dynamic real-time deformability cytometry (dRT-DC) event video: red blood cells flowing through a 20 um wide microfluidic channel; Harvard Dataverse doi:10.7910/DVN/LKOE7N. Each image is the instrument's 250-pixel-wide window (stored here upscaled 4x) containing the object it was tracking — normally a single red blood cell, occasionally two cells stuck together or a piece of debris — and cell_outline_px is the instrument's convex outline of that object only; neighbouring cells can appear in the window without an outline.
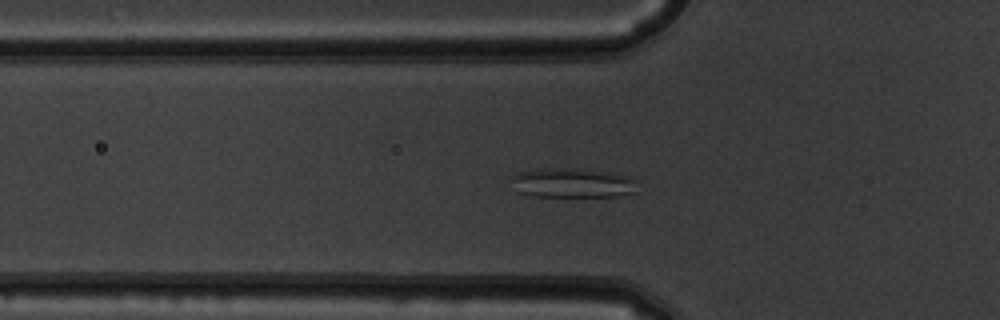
{"species": "common noctule bat (a hibernating species)", "species_latin": "Nyctalus noctula", "temperature_condition": "warm", "stored_images_in_passage": 54, "camera_frame_rate_fps": 3000, "um_per_image_px": 0.085, "animal": {"sex": "male", "body_mass_g": 19.5, "forearm_length_mm": 54.6}, "frame": {"image": 1, "passage_image": 19, "time_ms": 6.0, "image_size_px": [1000, 320], "cell_outline_px": [[636, 192], [616, 196], [532, 196], [520, 192], [512, 176], [516, 172], [536, 168], [564, 168], [604, 172], [628, 176], [636, 180]], "centroid_in_image_um": [48.67, 15.54], "position_along_channel_um": 77.1, "area_um2": 21.27}}
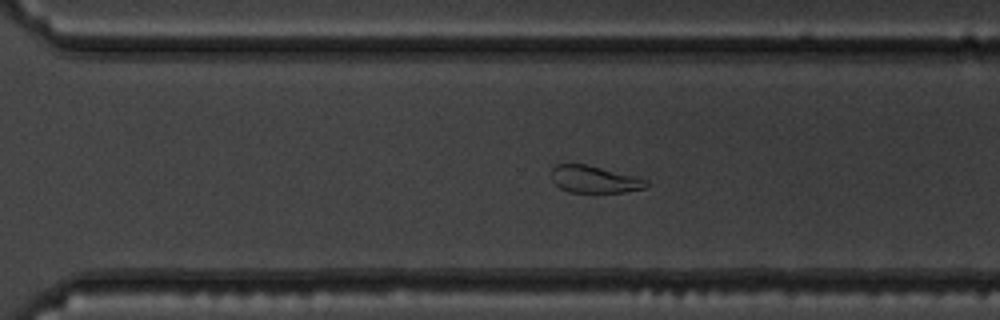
{"frame": {"image": 2, "passage_image": 38, "time_ms": 12.333, "image_size_px": [1000, 320], "cell_outline_px": [[652, 184], [644, 188], [624, 192], [568, 192], [560, 188], [552, 180], [552, 168], [556, 164], [588, 164], [636, 176], [648, 180]], "centroid_in_image_um": [50.56, 15.24], "position_along_channel_um": 320.0, "area_um2": 15.14}}
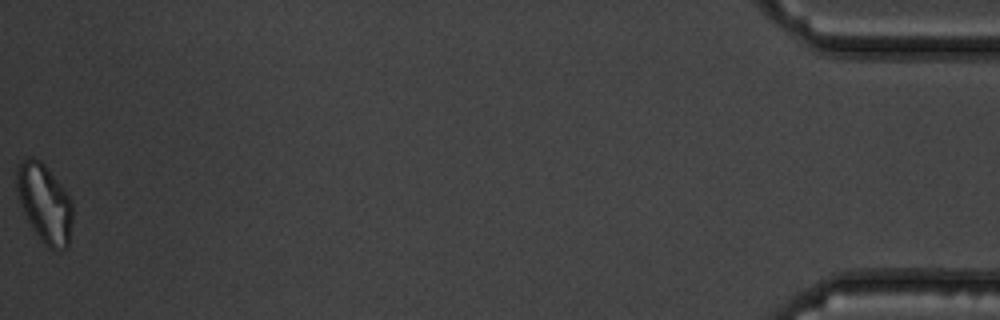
{"frame": {"image": 3, "passage_image": 54, "time_ms": 17.667, "image_size_px": [1000, 320], "cell_outline_px": [[72, 220], [68, 248], [64, 252], [48, 248], [40, 240], [32, 228], [20, 204], [16, 188], [16, 172], [20, 164], [28, 156], [32, 156], [40, 160], [48, 168], [64, 188], [72, 200]], "centroid_in_image_um": [3.81, 17.3], "position_along_channel_um": 431.4, "area_um2": 25.89}, "authors_computed_cell_mechanics": {"area_um2": 22.3108, "velocity_mm_per_s": 3.8466, "shape_relaxation_time_tau1_ms": null, "shape_relaxation_time_tau2_ms": 6.6565, "deformation_change_tau1": null, "deformation_change_tau2": 0.1247}}